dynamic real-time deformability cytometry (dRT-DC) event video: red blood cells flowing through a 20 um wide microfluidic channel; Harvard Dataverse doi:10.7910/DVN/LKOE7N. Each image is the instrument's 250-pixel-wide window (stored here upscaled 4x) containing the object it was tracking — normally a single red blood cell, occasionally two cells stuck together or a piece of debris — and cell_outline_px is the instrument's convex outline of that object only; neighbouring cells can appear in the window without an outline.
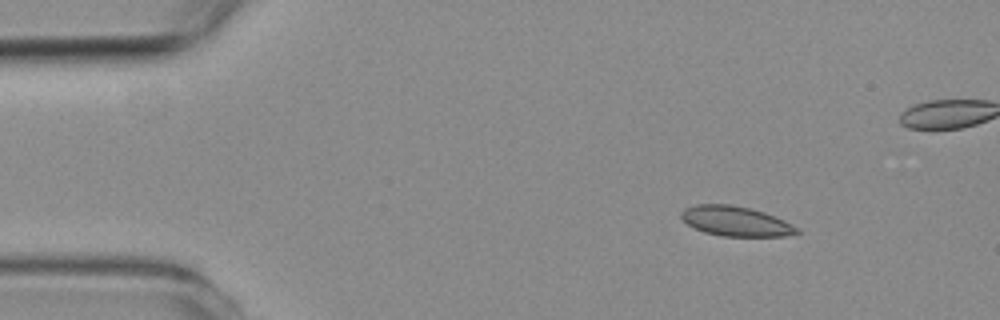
{"species": "common noctule bat (a hibernating species)", "species_latin": "Nyctalus noctula", "temperature_condition": "room temperature", "stored_images_in_passage": 5, "camera_frame_rate_fps": 3000, "um_per_image_px": 0.085, "animal": {"sex": "female", "body_mass_g": 19.3, "forearm_length_mm": 54.1}, "frame": {"image": 1, "passage_image": 2, "time_ms": 1.333, "image_size_px": [1000, 320], "cell_outline_px": [[800, 232], [784, 236], [720, 236], [704, 232], [688, 224], [680, 216], [680, 212], [684, 208], [696, 204], [732, 204], [764, 212], [784, 220], [800, 228]], "centroid_in_image_um": [62.53, 18.8], "position_along_channel_um": 22.5, "area_um2": 20.11}}